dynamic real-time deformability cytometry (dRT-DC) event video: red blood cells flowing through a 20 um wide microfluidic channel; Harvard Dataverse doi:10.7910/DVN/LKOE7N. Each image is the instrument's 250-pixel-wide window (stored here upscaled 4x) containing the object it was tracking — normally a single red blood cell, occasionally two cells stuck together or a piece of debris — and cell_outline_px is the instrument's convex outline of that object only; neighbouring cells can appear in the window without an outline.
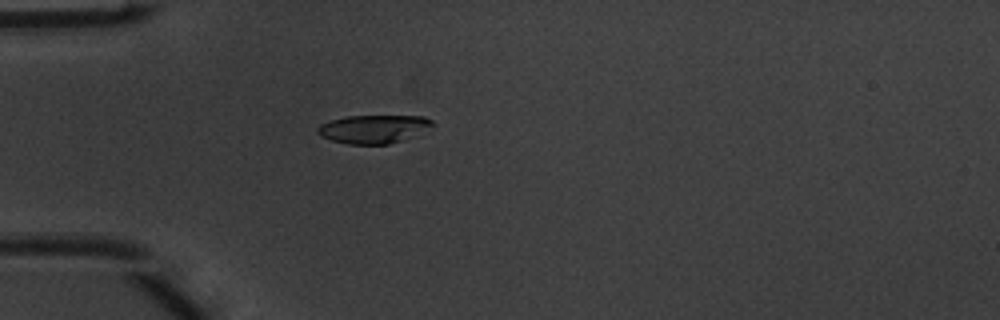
{"species": "common noctule bat (a hibernating species)", "species_latin": "Nyctalus noctula", "temperature_condition": "warm", "stored_images_in_passage": 37, "camera_frame_rate_fps": 3000, "um_per_image_px": 0.085, "animal": {"sex": "male", "body_mass_g": 20.1, "forearm_length_mm": 53.5}, "frame": {"image": 1, "passage_image": 1, "time_ms": 0.0, "image_size_px": [1000, 320], "cell_outline_px": [[432, 124], [416, 136], [388, 144], [348, 144], [332, 140], [320, 136], [316, 132], [316, 128], [320, 124], [332, 120], [348, 116], [424, 116], [432, 120]], "centroid_in_image_um": [31.72, 10.97], "position_along_channel_um": 53.3, "area_um2": 18.84}}
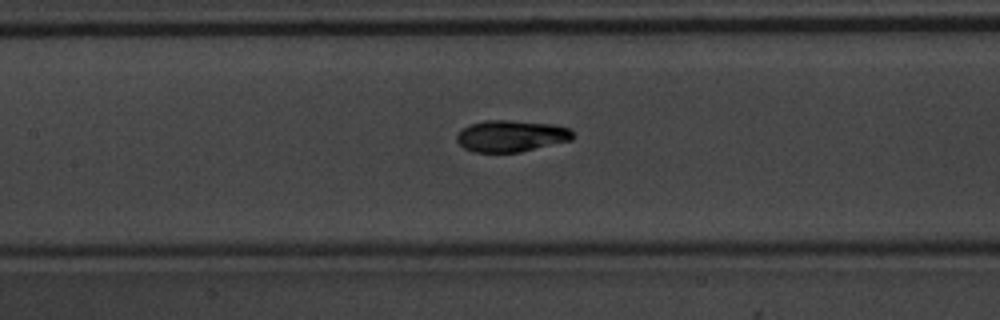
{"frame": {"image": 2, "passage_image": 10, "time_ms": 3.0, "image_size_px": [1000, 320], "cell_outline_px": [[572, 140], [520, 152], [472, 152], [464, 148], [456, 140], [456, 132], [460, 128], [468, 124], [484, 120], [512, 120], [552, 124], [568, 128], [572, 132]], "centroid_in_image_um": [43.37, 11.55], "position_along_channel_um": 164.0, "area_um2": 21.56}}
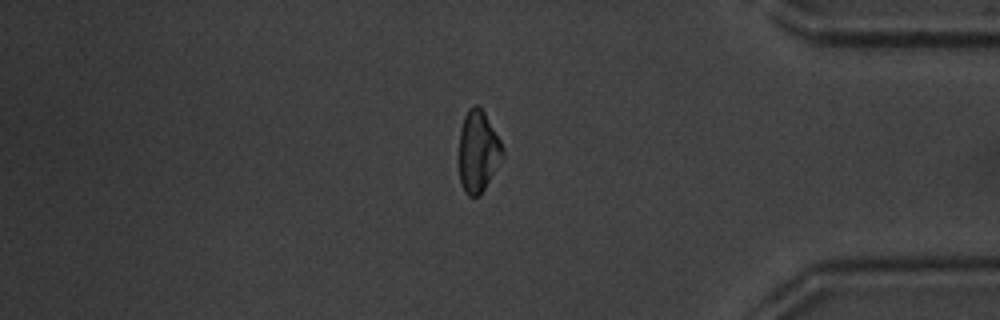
{"frame": {"image": 3, "passage_image": 29, "time_ms": 9.333, "image_size_px": [1000, 320], "cell_outline_px": [[504, 156], [480, 196], [468, 196], [464, 192], [460, 184], [460, 128], [464, 116], [468, 108], [472, 104], [476, 104], [484, 112], [500, 140], [504, 148]], "centroid_in_image_um": [40.64, 12.88], "position_along_channel_um": 394.6, "area_um2": 20.75}, "authors_computed_cell_mechanics": {"area_um2": 20.9236, "velocity_mm_per_s": 4.0187, "shape_relaxation_time_tau1_ms": 2.7913, "shape_relaxation_time_tau2_ms": null, "deformation_change_tau1": 0.1786, "deformation_change_tau2": null}}